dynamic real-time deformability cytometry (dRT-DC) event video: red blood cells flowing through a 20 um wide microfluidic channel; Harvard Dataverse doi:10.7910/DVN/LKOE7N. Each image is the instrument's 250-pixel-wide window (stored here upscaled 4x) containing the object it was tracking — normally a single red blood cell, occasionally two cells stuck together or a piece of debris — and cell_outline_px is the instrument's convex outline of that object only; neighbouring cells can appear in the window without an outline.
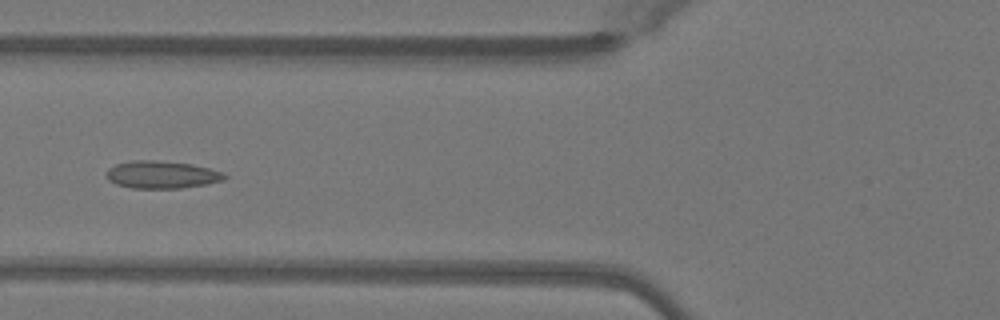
{"species": "Egyptian fruit bat (a non-hibernating species)", "species_latin": "Rousettus aegyptiacus", "temperature_condition": "warm", "stored_images_in_passage": 49, "camera_frame_rate_fps": 3000, "um_per_image_px": 0.085, "animal": {"sex": "female"}, "frame": {"image": 1, "passage_image": 19, "time_ms": 6.0, "image_size_px": [1000, 320], "cell_outline_px": [[228, 176], [224, 180], [204, 184], [180, 188], [132, 188], [116, 184], [108, 180], [108, 168], [116, 164], [132, 160], [156, 160], [192, 164], [224, 172]], "centroid_in_image_um": [13.76, 14.84], "position_along_channel_um": 112.0, "area_um2": 18.84}}
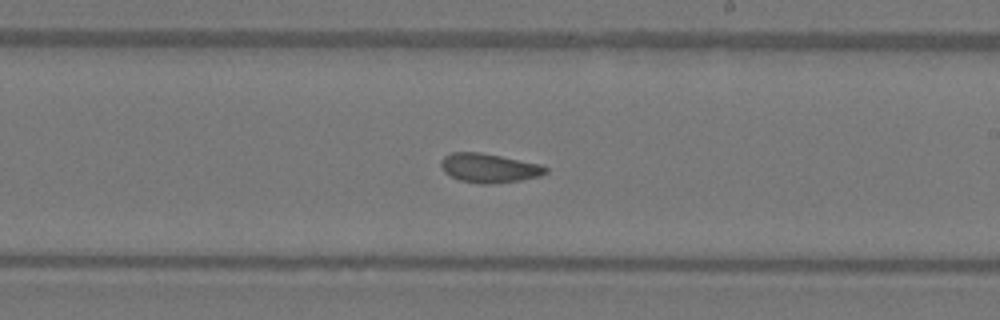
{"frame": {"image": 2, "passage_image": 29, "time_ms": 9.333, "image_size_px": [1000, 320], "cell_outline_px": [[548, 172], [540, 176], [520, 180], [488, 184], [480, 184], [460, 180], [444, 172], [440, 164], [440, 160], [444, 156], [452, 152], [480, 152], [540, 164], [548, 168]], "centroid_in_image_um": [41.56, 14.28], "position_along_channel_um": 247.4, "area_um2": 17.69}}
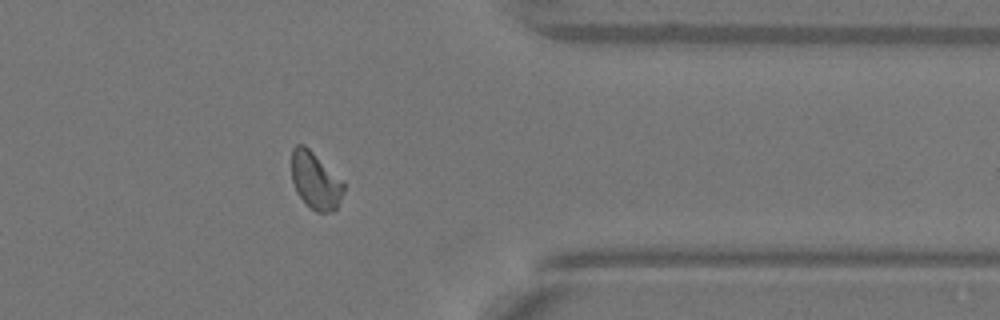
{"frame": {"image": 3, "passage_image": 40, "time_ms": 13.0, "image_size_px": [1000, 320], "cell_outline_px": [[344, 192], [336, 208], [332, 212], [316, 212], [296, 192], [292, 180], [292, 148], [296, 144], [304, 144], [344, 184]], "centroid_in_image_um": [26.78, 15.36], "position_along_channel_um": 384.6, "area_um2": 16.76}, "authors_computed_cell_mechanics": {"area_um2": 17.6868, "velocity_mm_per_s": 4.0725, "shape_relaxation_time_tau1_ms": 4.7019, "shape_relaxation_time_tau2_ms": 1.5835, "deformation_change_tau1": 0.125, "deformation_change_tau2": 0.0728}}